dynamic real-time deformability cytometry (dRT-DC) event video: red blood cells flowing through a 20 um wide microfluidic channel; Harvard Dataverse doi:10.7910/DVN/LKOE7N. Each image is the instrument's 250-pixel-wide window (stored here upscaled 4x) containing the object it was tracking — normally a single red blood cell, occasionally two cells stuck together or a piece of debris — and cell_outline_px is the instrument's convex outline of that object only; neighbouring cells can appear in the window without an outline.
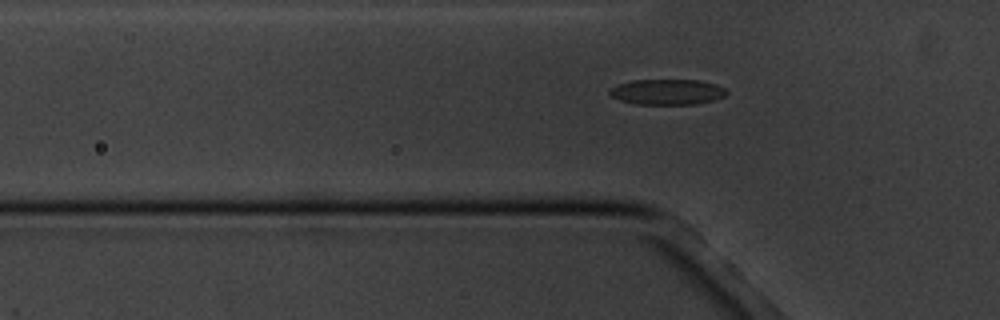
{"species": "common noctule bat (a hibernating species)", "species_latin": "Nyctalus noctula", "temperature_condition": "cold", "stored_images_in_passage": 4, "segment_of_instrument_passage": [2, 2], "camera_frame_rate_fps": 3000, "um_per_image_px": 0.085, "animal": {"sex": "male", "body_mass_g": 20.1, "forearm_length_mm": 53.5}, "frame": {"image": 1, "passage_image": 4, "time_ms": 4.333, "image_size_px": [1000, 320], "cell_outline_px": [[728, 92], [724, 96], [716, 100], [696, 104], [636, 104], [620, 100], [612, 96], [608, 92], [616, 84], [632, 80], [696, 80], [716, 84], [724, 88]], "centroid_in_image_um": [56.72, 7.81], "position_along_channel_um": 69.1, "area_um2": 17.4}}